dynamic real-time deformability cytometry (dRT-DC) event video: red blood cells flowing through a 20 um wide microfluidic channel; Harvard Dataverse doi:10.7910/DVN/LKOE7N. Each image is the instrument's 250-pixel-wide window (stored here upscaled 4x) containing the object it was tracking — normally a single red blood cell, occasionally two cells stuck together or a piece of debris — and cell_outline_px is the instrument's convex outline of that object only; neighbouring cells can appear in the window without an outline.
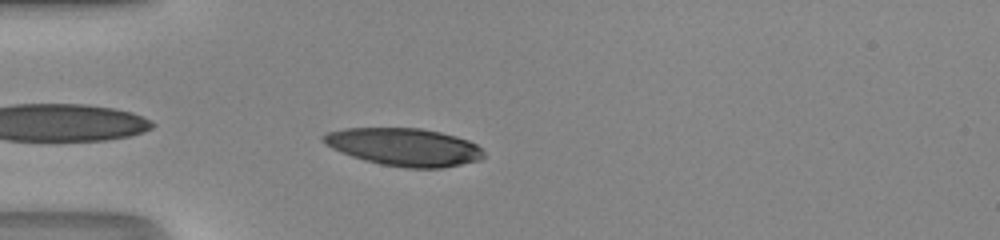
{"species": "human", "species_latin": "Homo sapiens", "temperature_condition": "room temperature", "stored_images_in_passage": 35, "camera_frame_rate_fps": 3000, "um_per_image_px": 0.085, "donor": {"sex": "male"}, "frame": {"image": 1, "passage_image": 2, "time_ms": 0.333, "image_size_px": [1000, 240], "cell_outline_px": [[484, 156], [480, 160], [440, 168], [404, 168], [380, 164], [364, 160], [340, 152], [332, 148], [320, 140], [320, 136], [328, 132], [344, 128], [420, 128], [440, 132], [456, 136], [468, 140], [476, 144], [484, 152]], "centroid_in_image_um": [34.33, 12.49], "position_along_channel_um": 50.7, "area_um2": 35.32}}
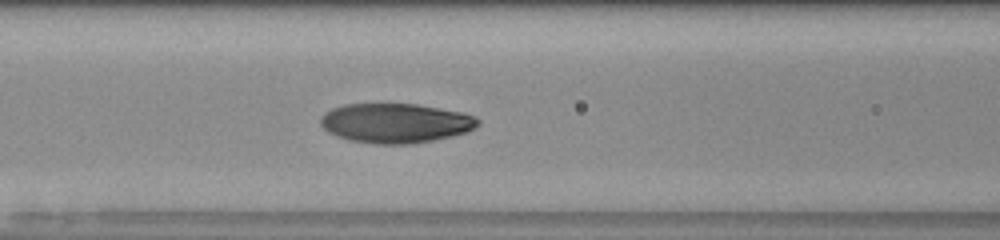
{"frame": {"image": 2, "passage_image": 9, "time_ms": 2.667, "image_size_px": [1000, 240], "cell_outline_px": [[480, 124], [468, 132], [452, 136], [412, 144], [376, 144], [348, 140], [336, 136], [328, 132], [320, 124], [320, 116], [324, 112], [332, 108], [344, 104], [416, 104], [464, 112], [476, 116], [480, 120]], "centroid_in_image_um": [33.63, 10.46], "position_along_channel_um": 133.0, "area_um2": 36.65}}
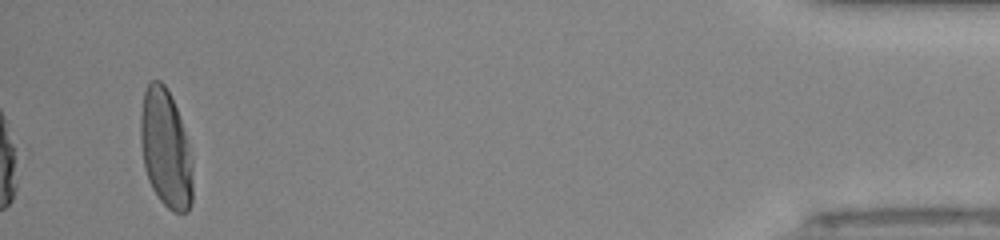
{"frame": {"image": 3, "passage_image": 35, "time_ms": 11.333, "image_size_px": [1000, 240], "cell_outline_px": [[192, 204], [188, 212], [172, 212], [160, 200], [152, 188], [148, 180], [144, 168], [140, 144], [140, 116], [144, 92], [148, 80], [160, 80], [164, 84], [180, 116], [188, 144], [192, 160]], "centroid_in_image_um": [14.07, 12.65], "position_along_channel_um": 421.1, "area_um2": 36.18}, "authors_computed_cell_mechanics": {"area_um2": 35.7782, "velocity_mm_per_s": 4.2042, "shape_relaxation_time_tau1_ms": 3.5063, "shape_relaxation_time_tau2_ms": null, "deformation_change_tau1": 0.2093, "deformation_change_tau2": null}}